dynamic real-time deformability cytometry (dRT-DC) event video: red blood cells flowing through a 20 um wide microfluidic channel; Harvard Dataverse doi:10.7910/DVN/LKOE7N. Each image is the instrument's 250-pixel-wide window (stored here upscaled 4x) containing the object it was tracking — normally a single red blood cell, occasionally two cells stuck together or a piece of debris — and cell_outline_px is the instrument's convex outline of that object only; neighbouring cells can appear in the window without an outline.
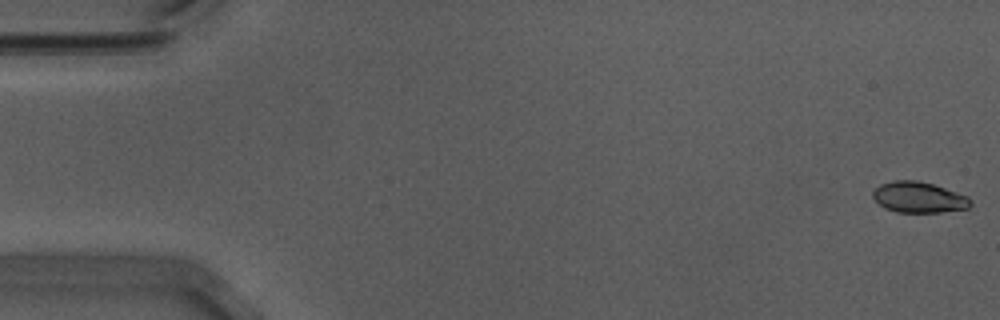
{"species": "Egyptian fruit bat (a non-hibernating species)", "species_latin": "Rousettus aegyptiacus", "temperature_condition": "warm", "stored_images_in_passage": 56, "camera_frame_rate_fps": 3000, "um_per_image_px": 0.085, "animal": {"sex": "male"}, "frame": {"image": 1, "passage_image": 1, "time_ms": 0.0, "image_size_px": [1000, 320], "cell_outline_px": [[972, 204], [968, 208], [940, 212], [896, 212], [884, 208], [872, 196], [872, 192], [880, 184], [892, 180], [916, 180], [932, 184], [968, 196], [972, 200]], "centroid_in_image_um": [78.09, 16.77], "position_along_channel_um": 6.9, "area_um2": 17.51}}
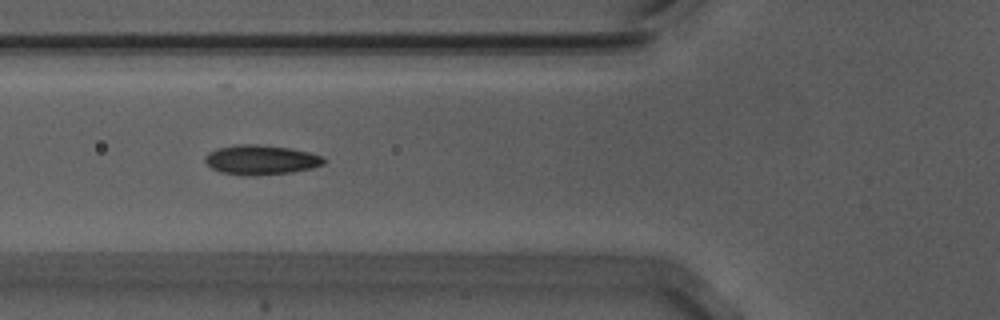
{"frame": {"image": 2, "passage_image": 21, "time_ms": 6.667, "image_size_px": [1000, 320], "cell_outline_px": [[328, 160], [324, 164], [312, 168], [292, 172], [252, 176], [244, 176], [220, 172], [212, 168], [204, 160], [204, 156], [208, 152], [216, 148], [240, 144], [256, 144], [292, 148], [324, 156]], "centroid_in_image_um": [22.2, 13.59], "position_along_channel_um": 103.6, "area_um2": 20.81}}
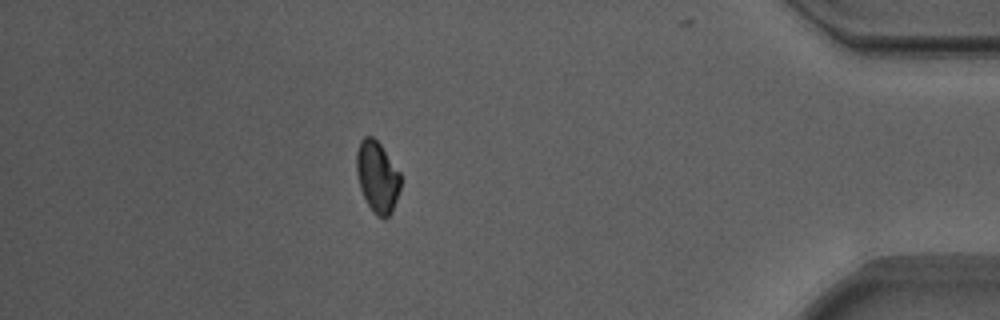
{"frame": {"image": 3, "passage_image": 49, "time_ms": 16.0, "image_size_px": [1000, 320], "cell_outline_px": [[400, 188], [392, 212], [384, 220], [376, 216], [368, 204], [360, 188], [356, 172], [356, 152], [360, 140], [364, 136], [372, 136], [380, 144], [400, 172]], "centroid_in_image_um": [32.06, 15.03], "position_along_channel_um": 403.1, "area_um2": 18.32}, "authors_computed_cell_mechanics": {"area_um2": 18.5827, "velocity_mm_per_s": 3.7139, "shape_relaxation_time_tau1_ms": 3.0326, "shape_relaxation_time_tau2_ms": 1.55, "deformation_change_tau1": 0.1309, "deformation_change_tau2": 0.0693}}